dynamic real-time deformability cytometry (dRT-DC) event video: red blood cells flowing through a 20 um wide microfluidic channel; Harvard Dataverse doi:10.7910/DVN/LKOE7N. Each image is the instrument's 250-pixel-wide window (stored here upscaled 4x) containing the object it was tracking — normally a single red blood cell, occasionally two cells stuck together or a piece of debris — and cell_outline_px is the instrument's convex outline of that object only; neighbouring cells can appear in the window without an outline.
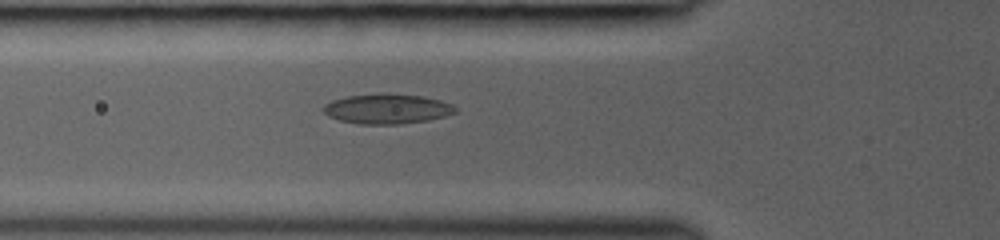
{"species": "common noctule bat (a hibernating species)", "species_latin": "Nyctalus noctula", "temperature_condition": "room temperature", "stored_images_in_passage": 31, "segment_of_instrument_passage": [1, 2], "camera_frame_rate_fps": 3000, "um_per_image_px": 0.085, "animal": {"sex": "female", "body_mass_g": 19.0, "forearm_length_mm": 53.3}, "frame": {"image": 1, "passage_image": 5, "time_ms": 1.333, "image_size_px": [1000, 240], "cell_outline_px": [[456, 112], [444, 116], [428, 120], [400, 124], [360, 124], [340, 120], [328, 116], [320, 108], [324, 104], [332, 100], [348, 96], [424, 96], [440, 100], [452, 104], [456, 108]], "centroid_in_image_um": [32.89, 9.29], "position_along_channel_um": 92.9, "area_um2": 22.14}}
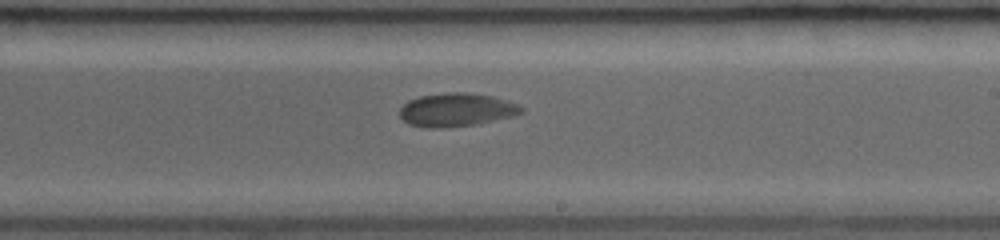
{"frame": {"image": 2, "passage_image": 16, "time_ms": 5.0, "image_size_px": [1000, 240], "cell_outline_px": [[524, 112], [516, 116], [476, 124], [444, 128], [428, 128], [408, 124], [400, 116], [400, 108], [408, 100], [420, 96], [448, 92], [464, 92], [492, 96], [520, 104], [524, 108]], "centroid_in_image_um": [38.83, 9.34], "position_along_channel_um": 250.2, "area_um2": 23.87}}
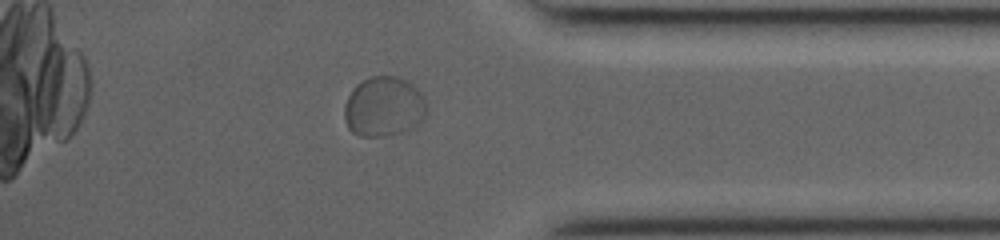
{"frame": {"image": 3, "passage_image": 27, "time_ms": 8.667, "image_size_px": [1000, 240], "cell_outline_px": [[428, 112], [424, 120], [412, 128], [404, 132], [384, 136], [360, 136], [352, 132], [348, 128], [344, 120], [344, 104], [352, 88], [356, 84], [368, 76], [396, 76], [412, 84], [424, 96], [428, 104]], "centroid_in_image_um": [32.64, 9.07], "position_along_channel_um": 402.6, "area_um2": 29.36}}